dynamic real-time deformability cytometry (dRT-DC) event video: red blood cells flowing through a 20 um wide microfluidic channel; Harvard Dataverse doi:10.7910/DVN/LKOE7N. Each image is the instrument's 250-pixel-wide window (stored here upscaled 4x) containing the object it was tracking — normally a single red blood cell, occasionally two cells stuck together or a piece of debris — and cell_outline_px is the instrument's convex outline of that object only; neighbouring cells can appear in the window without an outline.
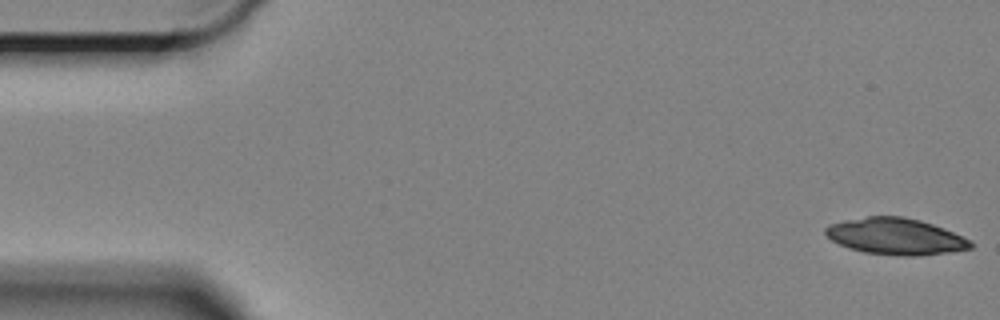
{"species": "Egyptian fruit bat (a non-hibernating species)", "species_latin": "Rousettus aegyptiacus", "temperature_condition": "cold", "stored_images_in_passage": 60, "camera_frame_rate_fps": 3000, "um_per_image_px": 0.085, "animal": {"sex": "female"}, "frame": {"image": 1, "passage_image": 1, "time_ms": 0.0, "image_size_px": [1000, 320], "cell_outline_px": [[972, 248], [952, 252], [912, 256], [904, 256], [864, 252], [848, 248], [832, 240], [824, 232], [824, 228], [828, 224], [844, 220], [868, 216], [904, 216], [920, 220], [944, 228], [972, 240]], "centroid_in_image_um": [76.13, 20.08], "position_along_channel_um": 8.9, "area_um2": 30.92}}
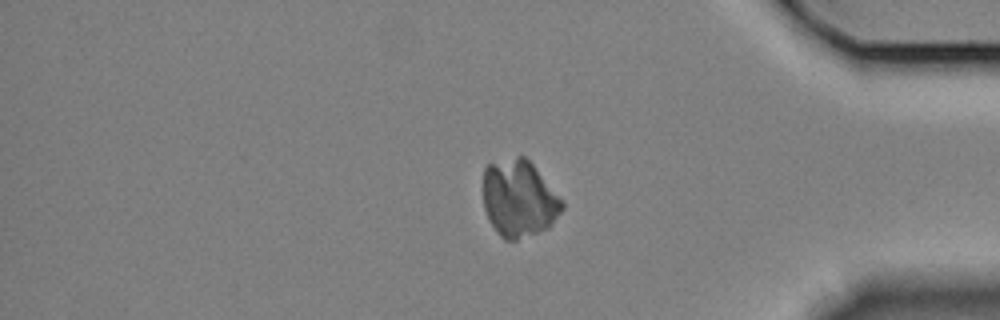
{"frame": {"image": 2, "passage_image": 49, "time_ms": 16.0, "image_size_px": [1000, 320], "cell_outline_px": [[564, 208], [552, 224], [548, 228], [516, 240], [504, 240], [496, 232], [484, 208], [484, 168], [488, 164], [516, 156], [524, 156], [532, 164], [564, 200]], "centroid_in_image_um": [44.13, 16.88], "position_along_channel_um": 391.1, "area_um2": 35.37}}
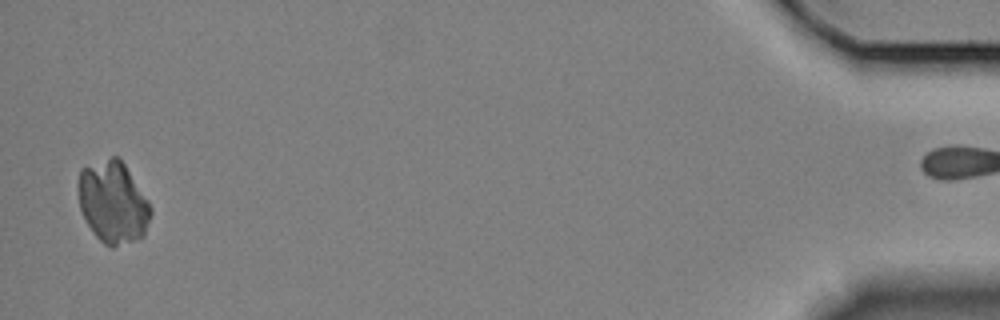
{"frame": {"image": 3, "passage_image": 58, "time_ms": 19.0, "image_size_px": [1000, 320], "cell_outline_px": [[152, 212], [144, 236], [112, 248], [104, 244], [92, 232], [80, 208], [76, 184], [80, 168], [112, 156], [116, 156], [124, 164], [148, 200], [152, 208]], "centroid_in_image_um": [9.58, 17.19], "position_along_channel_um": 425.6, "area_um2": 34.74}}